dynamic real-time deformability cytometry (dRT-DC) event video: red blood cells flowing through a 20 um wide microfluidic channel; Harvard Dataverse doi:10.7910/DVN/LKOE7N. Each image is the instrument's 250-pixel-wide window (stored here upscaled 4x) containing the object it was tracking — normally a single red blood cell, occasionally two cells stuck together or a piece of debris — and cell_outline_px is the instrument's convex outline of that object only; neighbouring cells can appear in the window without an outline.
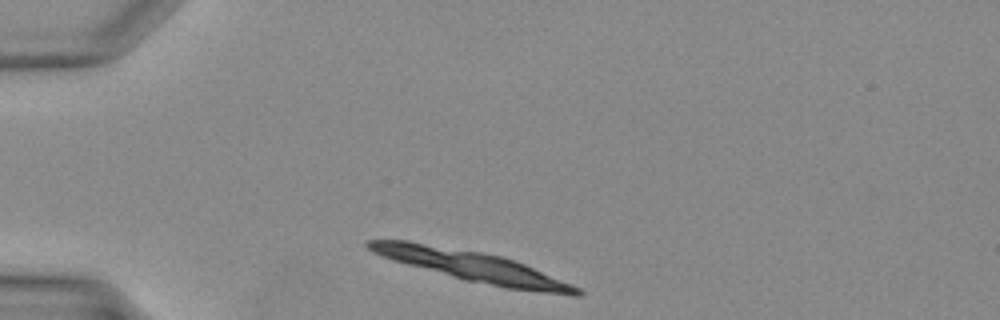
{"species": "Egyptian fruit bat (a non-hibernating species)", "species_latin": "Rousettus aegyptiacus", "temperature_condition": "warm", "stored_images_in_passage": 30, "segment_of_instrument_passage": [1, 2], "camera_frame_rate_fps": 3000, "um_per_image_px": 0.085, "animal": {"sex": "female"}, "frame": {"image": 1, "passage_image": 1, "time_ms": 0.0, "image_size_px": [1000, 320], "cell_outline_px": [[584, 292], [580, 296], [572, 296], [508, 288], [464, 280], [392, 260], [372, 252], [364, 244], [368, 240], [408, 240], [480, 252], [500, 256], [524, 264], [572, 284], [580, 288]], "centroid_in_image_um": [40.14, 22.64], "position_along_channel_um": 44.9, "area_um2": 36.65}}